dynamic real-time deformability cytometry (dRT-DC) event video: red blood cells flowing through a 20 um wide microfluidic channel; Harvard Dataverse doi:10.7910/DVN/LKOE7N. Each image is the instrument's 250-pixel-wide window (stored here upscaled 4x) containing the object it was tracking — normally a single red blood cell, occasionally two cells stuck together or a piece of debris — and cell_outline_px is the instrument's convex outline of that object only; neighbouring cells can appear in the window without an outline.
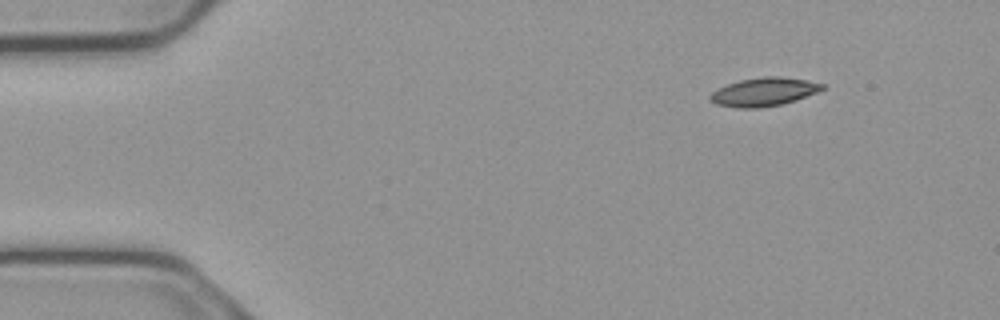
{"species": "common noctule bat (a hibernating species)", "species_latin": "Nyctalus noctula", "temperature_condition": "cold", "stored_images_in_passage": 6, "camera_frame_rate_fps": 3000, "um_per_image_px": 0.085, "animal": {"sex": "male", "body_mass_g": 23.1, "forearm_length_mm": 52.7}, "frame": {"image": 1, "passage_image": 1, "time_ms": 0.0, "image_size_px": [1000, 320], "cell_outline_px": [[824, 88], [816, 92], [780, 104], [756, 108], [736, 108], [716, 104], [708, 96], [712, 92], [728, 84], [740, 80], [764, 76], [776, 76], [804, 80], [824, 84]], "centroid_in_image_um": [64.87, 7.81], "position_along_channel_um": 20.1, "area_um2": 18.03}}
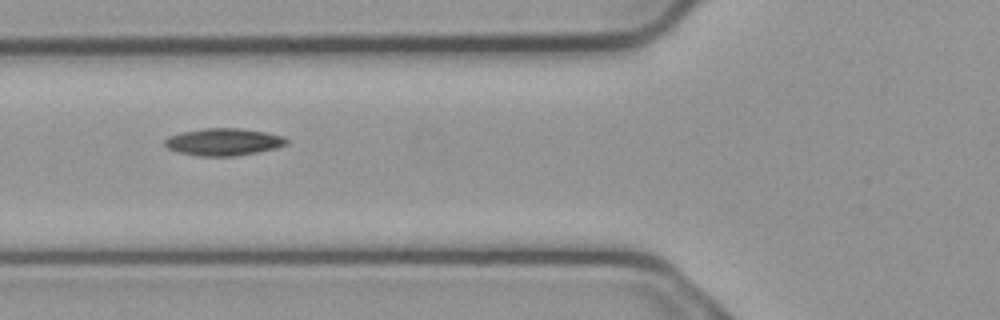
{"frame": {"image": 2, "passage_image": 5, "time_ms": 1.333, "image_size_px": [1000, 320], "cell_outline_px": [[288, 144], [276, 148], [236, 156], [200, 156], [176, 152], [168, 148], [164, 144], [164, 140], [168, 136], [180, 132], [204, 128], [240, 128], [264, 132], [284, 136], [288, 140]], "centroid_in_image_um": [18.98, 12.06], "position_along_channel_um": 106.8, "area_um2": 19.42}}
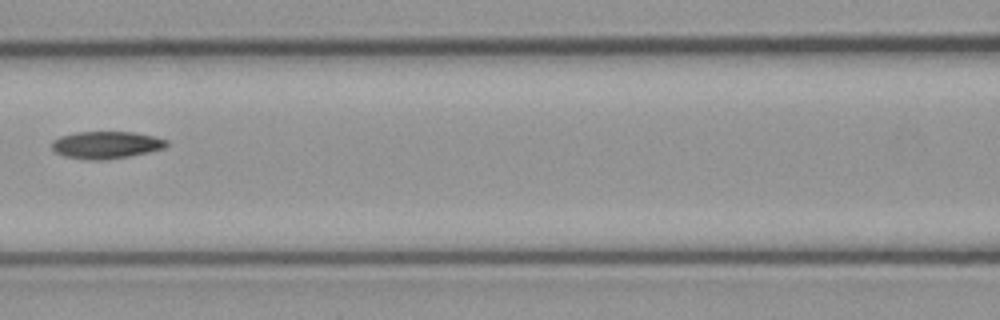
{"frame": {"image": 3, "passage_image": 6, "time_ms": 1.667, "image_size_px": [1000, 320], "cell_outline_px": [[168, 144], [164, 148], [148, 152], [128, 156], [104, 160], [92, 160], [64, 156], [56, 152], [52, 148], [52, 140], [60, 136], [76, 132], [132, 132], [152, 136], [168, 140]], "centroid_in_image_um": [9.01, 12.31], "position_along_channel_um": 157.6, "area_um2": 18.09}}